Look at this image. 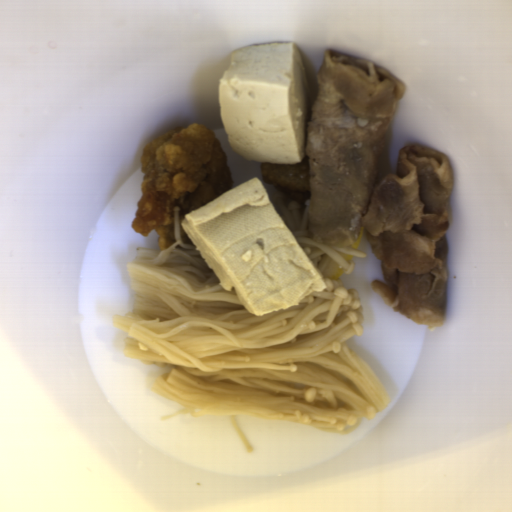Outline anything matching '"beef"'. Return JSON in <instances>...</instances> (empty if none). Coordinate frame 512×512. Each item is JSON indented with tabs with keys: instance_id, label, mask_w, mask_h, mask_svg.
<instances>
[{
	"instance_id": "33117281",
	"label": "beef",
	"mask_w": 512,
	"mask_h": 512,
	"mask_svg": "<svg viewBox=\"0 0 512 512\" xmlns=\"http://www.w3.org/2000/svg\"><path fill=\"white\" fill-rule=\"evenodd\" d=\"M405 83L373 61L325 51L306 123L310 240L352 250L362 236L382 278L371 289L392 312L428 329L445 321L446 232L454 174L447 155L411 145L397 173L374 185Z\"/></svg>"
}]
</instances>
